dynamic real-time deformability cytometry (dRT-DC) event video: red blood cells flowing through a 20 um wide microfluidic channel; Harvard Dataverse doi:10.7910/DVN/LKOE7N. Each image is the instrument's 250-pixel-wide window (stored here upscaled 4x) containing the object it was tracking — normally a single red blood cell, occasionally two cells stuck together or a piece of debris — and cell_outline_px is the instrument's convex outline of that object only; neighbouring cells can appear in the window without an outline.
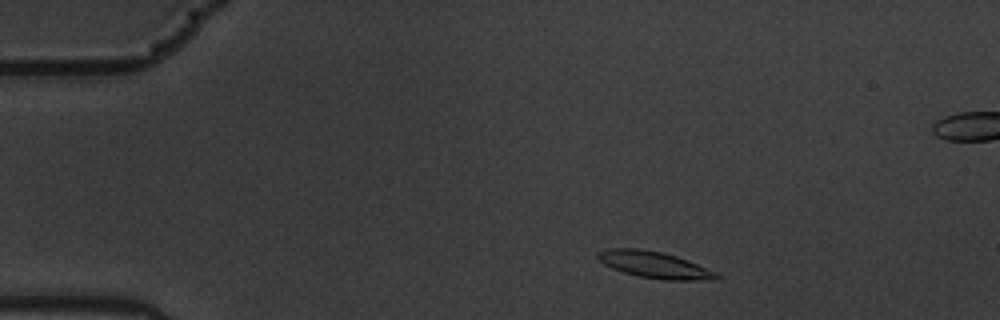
{"species": "common noctule bat (a hibernating species)", "species_latin": "Nyctalus noctula", "temperature_condition": "warm", "stored_images_in_passage": 4, "camera_frame_rate_fps": 3000, "um_per_image_px": 0.085, "animal": {"sex": "male", "body_mass_g": 19.5, "forearm_length_mm": 54.6}, "frame": {"image": 1, "passage_image": 1, "time_ms": 0.0, "image_size_px": [1000, 320], "cell_outline_px": [[724, 276], [716, 280], [664, 280], [636, 276], [612, 268], [604, 264], [596, 256], [596, 252], [608, 248], [640, 248], [664, 252], [688, 260], [716, 272]], "centroid_in_image_um": [55.65, 22.51], "position_along_channel_um": 29.3, "area_um2": 18.67}}